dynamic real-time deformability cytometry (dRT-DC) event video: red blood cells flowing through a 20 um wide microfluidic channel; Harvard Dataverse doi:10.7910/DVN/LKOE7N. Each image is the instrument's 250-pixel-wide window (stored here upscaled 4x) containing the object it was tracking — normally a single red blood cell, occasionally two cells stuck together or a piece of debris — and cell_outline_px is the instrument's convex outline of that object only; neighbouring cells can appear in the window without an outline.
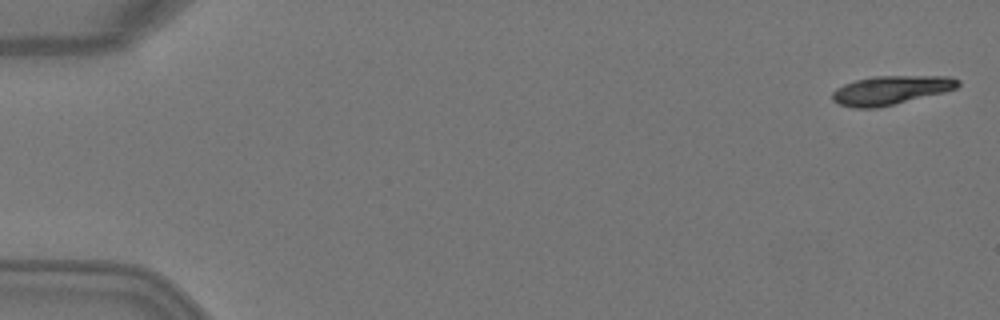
{"species": "Egyptian fruit bat (a non-hibernating species)", "species_latin": "Rousettus aegyptiacus", "temperature_condition": "warm", "stored_images_in_passage": 4, "camera_frame_rate_fps": 3000, "um_per_image_px": 0.085, "animal": {"sex": "female"}, "frame": {"image": 1, "passage_image": 1, "time_ms": 0.0, "image_size_px": [1000, 320], "cell_outline_px": [[960, 84], [956, 88], [944, 92], [876, 108], [852, 108], [836, 104], [832, 100], [832, 92], [836, 88], [844, 84], [856, 80], [872, 76], [948, 76], [960, 80]], "centroid_in_image_um": [75.68, 7.66], "position_along_channel_um": 9.3, "area_um2": 21.15}}